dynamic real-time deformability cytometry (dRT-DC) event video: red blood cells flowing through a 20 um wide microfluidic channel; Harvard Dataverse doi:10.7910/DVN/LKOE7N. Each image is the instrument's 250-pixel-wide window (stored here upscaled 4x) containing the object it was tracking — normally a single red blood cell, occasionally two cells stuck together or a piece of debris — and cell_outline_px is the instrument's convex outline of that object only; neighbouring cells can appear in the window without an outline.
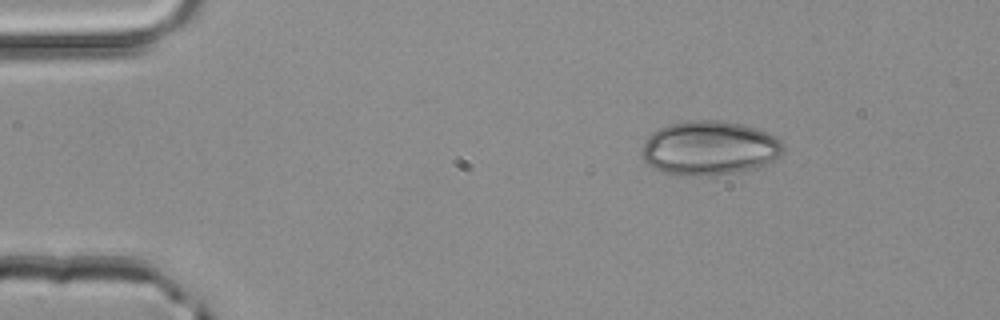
{"species": "common noctule bat (a hibernating species)", "species_latin": "Nyctalus noctula", "temperature_condition": "room temperature", "stored_images_in_passage": 2, "camera_frame_rate_fps": 3000, "um_per_image_px": 0.085, "animal": {"sex": "male", "body_mass_g": 20.4}, "frame": {"image": 1, "passage_image": 1, "time_ms": 0.0, "image_size_px": [1000, 320], "cell_outline_px": [[784, 148], [772, 160], [764, 164], [752, 168], [732, 172], [708, 176], [676, 176], [664, 172], [648, 164], [640, 156], [640, 152], [648, 136], [652, 132], [660, 128], [684, 120], [720, 120], [744, 124], [756, 128], [776, 136], [780, 140]], "centroid_in_image_um": [60.25, 12.57], "position_along_channel_um": 24.8, "area_um2": 44.56}}